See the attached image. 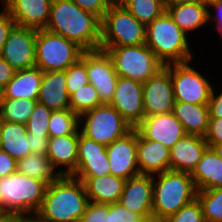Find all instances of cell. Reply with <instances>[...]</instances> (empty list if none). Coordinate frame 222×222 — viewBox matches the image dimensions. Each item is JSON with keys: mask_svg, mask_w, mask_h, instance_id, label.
Returning <instances> with one entry per match:
<instances>
[{"mask_svg": "<svg viewBox=\"0 0 222 222\" xmlns=\"http://www.w3.org/2000/svg\"><path fill=\"white\" fill-rule=\"evenodd\" d=\"M74 1L79 7L89 12L94 13L100 19L103 18L110 5L115 0H71Z\"/></svg>", "mask_w": 222, "mask_h": 222, "instance_id": "obj_41", "label": "cell"}, {"mask_svg": "<svg viewBox=\"0 0 222 222\" xmlns=\"http://www.w3.org/2000/svg\"><path fill=\"white\" fill-rule=\"evenodd\" d=\"M208 147L204 137L186 134L170 150V170L191 174Z\"/></svg>", "mask_w": 222, "mask_h": 222, "instance_id": "obj_21", "label": "cell"}, {"mask_svg": "<svg viewBox=\"0 0 222 222\" xmlns=\"http://www.w3.org/2000/svg\"><path fill=\"white\" fill-rule=\"evenodd\" d=\"M146 26L115 0L101 19L100 46H132L146 43Z\"/></svg>", "mask_w": 222, "mask_h": 222, "instance_id": "obj_6", "label": "cell"}, {"mask_svg": "<svg viewBox=\"0 0 222 222\" xmlns=\"http://www.w3.org/2000/svg\"><path fill=\"white\" fill-rule=\"evenodd\" d=\"M28 147L31 153L47 154L49 135L27 133Z\"/></svg>", "mask_w": 222, "mask_h": 222, "instance_id": "obj_45", "label": "cell"}, {"mask_svg": "<svg viewBox=\"0 0 222 222\" xmlns=\"http://www.w3.org/2000/svg\"><path fill=\"white\" fill-rule=\"evenodd\" d=\"M146 45L164 64L194 60L191 38L164 11L146 25Z\"/></svg>", "mask_w": 222, "mask_h": 222, "instance_id": "obj_3", "label": "cell"}, {"mask_svg": "<svg viewBox=\"0 0 222 222\" xmlns=\"http://www.w3.org/2000/svg\"><path fill=\"white\" fill-rule=\"evenodd\" d=\"M208 24H213L211 31H218L219 40H222V0H216L208 5Z\"/></svg>", "mask_w": 222, "mask_h": 222, "instance_id": "obj_42", "label": "cell"}, {"mask_svg": "<svg viewBox=\"0 0 222 222\" xmlns=\"http://www.w3.org/2000/svg\"><path fill=\"white\" fill-rule=\"evenodd\" d=\"M142 95V82L118 77L110 105L121 114L132 128H135L145 117Z\"/></svg>", "mask_w": 222, "mask_h": 222, "instance_id": "obj_14", "label": "cell"}, {"mask_svg": "<svg viewBox=\"0 0 222 222\" xmlns=\"http://www.w3.org/2000/svg\"><path fill=\"white\" fill-rule=\"evenodd\" d=\"M51 109L39 102L36 103L34 111L31 113L26 123L27 133L35 135H49L48 124L52 114Z\"/></svg>", "mask_w": 222, "mask_h": 222, "instance_id": "obj_37", "label": "cell"}, {"mask_svg": "<svg viewBox=\"0 0 222 222\" xmlns=\"http://www.w3.org/2000/svg\"><path fill=\"white\" fill-rule=\"evenodd\" d=\"M108 204L89 202L79 222H108Z\"/></svg>", "mask_w": 222, "mask_h": 222, "instance_id": "obj_40", "label": "cell"}, {"mask_svg": "<svg viewBox=\"0 0 222 222\" xmlns=\"http://www.w3.org/2000/svg\"><path fill=\"white\" fill-rule=\"evenodd\" d=\"M16 70L0 56V89L2 90L14 77Z\"/></svg>", "mask_w": 222, "mask_h": 222, "instance_id": "obj_48", "label": "cell"}, {"mask_svg": "<svg viewBox=\"0 0 222 222\" xmlns=\"http://www.w3.org/2000/svg\"><path fill=\"white\" fill-rule=\"evenodd\" d=\"M17 171L31 178L39 179L47 185L61 176L46 154L30 153L25 158L19 159Z\"/></svg>", "mask_w": 222, "mask_h": 222, "instance_id": "obj_30", "label": "cell"}, {"mask_svg": "<svg viewBox=\"0 0 222 222\" xmlns=\"http://www.w3.org/2000/svg\"><path fill=\"white\" fill-rule=\"evenodd\" d=\"M75 42L46 29L37 30L35 62L43 72L64 71L82 55Z\"/></svg>", "mask_w": 222, "mask_h": 222, "instance_id": "obj_8", "label": "cell"}, {"mask_svg": "<svg viewBox=\"0 0 222 222\" xmlns=\"http://www.w3.org/2000/svg\"><path fill=\"white\" fill-rule=\"evenodd\" d=\"M106 146L82 135L79 130L78 163L73 177H102L109 175Z\"/></svg>", "mask_w": 222, "mask_h": 222, "instance_id": "obj_18", "label": "cell"}, {"mask_svg": "<svg viewBox=\"0 0 222 222\" xmlns=\"http://www.w3.org/2000/svg\"><path fill=\"white\" fill-rule=\"evenodd\" d=\"M79 129V116L70 108L53 110L49 124V137L74 134Z\"/></svg>", "mask_w": 222, "mask_h": 222, "instance_id": "obj_33", "label": "cell"}, {"mask_svg": "<svg viewBox=\"0 0 222 222\" xmlns=\"http://www.w3.org/2000/svg\"><path fill=\"white\" fill-rule=\"evenodd\" d=\"M8 0H0V10H5Z\"/></svg>", "mask_w": 222, "mask_h": 222, "instance_id": "obj_53", "label": "cell"}, {"mask_svg": "<svg viewBox=\"0 0 222 222\" xmlns=\"http://www.w3.org/2000/svg\"><path fill=\"white\" fill-rule=\"evenodd\" d=\"M37 101L51 110L70 108V96L67 92L65 70L43 72Z\"/></svg>", "mask_w": 222, "mask_h": 222, "instance_id": "obj_24", "label": "cell"}, {"mask_svg": "<svg viewBox=\"0 0 222 222\" xmlns=\"http://www.w3.org/2000/svg\"><path fill=\"white\" fill-rule=\"evenodd\" d=\"M52 0H8L6 10L16 26L45 29L50 16Z\"/></svg>", "mask_w": 222, "mask_h": 222, "instance_id": "obj_19", "label": "cell"}, {"mask_svg": "<svg viewBox=\"0 0 222 222\" xmlns=\"http://www.w3.org/2000/svg\"><path fill=\"white\" fill-rule=\"evenodd\" d=\"M119 203L153 222V175L139 174L127 179Z\"/></svg>", "mask_w": 222, "mask_h": 222, "instance_id": "obj_16", "label": "cell"}, {"mask_svg": "<svg viewBox=\"0 0 222 222\" xmlns=\"http://www.w3.org/2000/svg\"><path fill=\"white\" fill-rule=\"evenodd\" d=\"M84 184L89 202L118 203L126 180L112 174L102 177H75Z\"/></svg>", "mask_w": 222, "mask_h": 222, "instance_id": "obj_23", "label": "cell"}, {"mask_svg": "<svg viewBox=\"0 0 222 222\" xmlns=\"http://www.w3.org/2000/svg\"><path fill=\"white\" fill-rule=\"evenodd\" d=\"M36 35V29L15 26L4 44L1 57L16 71L35 67Z\"/></svg>", "mask_w": 222, "mask_h": 222, "instance_id": "obj_13", "label": "cell"}, {"mask_svg": "<svg viewBox=\"0 0 222 222\" xmlns=\"http://www.w3.org/2000/svg\"><path fill=\"white\" fill-rule=\"evenodd\" d=\"M162 222H205L201 203L196 198Z\"/></svg>", "mask_w": 222, "mask_h": 222, "instance_id": "obj_38", "label": "cell"}, {"mask_svg": "<svg viewBox=\"0 0 222 222\" xmlns=\"http://www.w3.org/2000/svg\"><path fill=\"white\" fill-rule=\"evenodd\" d=\"M212 148L217 153V155L222 159V143L215 144Z\"/></svg>", "mask_w": 222, "mask_h": 222, "instance_id": "obj_52", "label": "cell"}, {"mask_svg": "<svg viewBox=\"0 0 222 222\" xmlns=\"http://www.w3.org/2000/svg\"><path fill=\"white\" fill-rule=\"evenodd\" d=\"M37 102L23 98H1L0 118L5 122L26 124Z\"/></svg>", "mask_w": 222, "mask_h": 222, "instance_id": "obj_31", "label": "cell"}, {"mask_svg": "<svg viewBox=\"0 0 222 222\" xmlns=\"http://www.w3.org/2000/svg\"><path fill=\"white\" fill-rule=\"evenodd\" d=\"M165 6L172 4H189V3H197L199 0H163Z\"/></svg>", "mask_w": 222, "mask_h": 222, "instance_id": "obj_51", "label": "cell"}, {"mask_svg": "<svg viewBox=\"0 0 222 222\" xmlns=\"http://www.w3.org/2000/svg\"><path fill=\"white\" fill-rule=\"evenodd\" d=\"M133 128L110 104H102L79 116L80 133L87 138L110 145Z\"/></svg>", "mask_w": 222, "mask_h": 222, "instance_id": "obj_9", "label": "cell"}, {"mask_svg": "<svg viewBox=\"0 0 222 222\" xmlns=\"http://www.w3.org/2000/svg\"><path fill=\"white\" fill-rule=\"evenodd\" d=\"M215 87L213 85L208 103L209 116L210 118H222V89H220L222 87L218 88L220 92H217Z\"/></svg>", "mask_w": 222, "mask_h": 222, "instance_id": "obj_46", "label": "cell"}, {"mask_svg": "<svg viewBox=\"0 0 222 222\" xmlns=\"http://www.w3.org/2000/svg\"><path fill=\"white\" fill-rule=\"evenodd\" d=\"M110 173L125 180L140 174L137 164V130L106 146Z\"/></svg>", "mask_w": 222, "mask_h": 222, "instance_id": "obj_15", "label": "cell"}, {"mask_svg": "<svg viewBox=\"0 0 222 222\" xmlns=\"http://www.w3.org/2000/svg\"><path fill=\"white\" fill-rule=\"evenodd\" d=\"M43 71L38 67L17 70L14 77L2 89L1 98L37 100Z\"/></svg>", "mask_w": 222, "mask_h": 222, "instance_id": "obj_26", "label": "cell"}, {"mask_svg": "<svg viewBox=\"0 0 222 222\" xmlns=\"http://www.w3.org/2000/svg\"><path fill=\"white\" fill-rule=\"evenodd\" d=\"M17 171V161L0 149V179Z\"/></svg>", "mask_w": 222, "mask_h": 222, "instance_id": "obj_47", "label": "cell"}, {"mask_svg": "<svg viewBox=\"0 0 222 222\" xmlns=\"http://www.w3.org/2000/svg\"><path fill=\"white\" fill-rule=\"evenodd\" d=\"M20 222H46L37 214H25L21 217Z\"/></svg>", "mask_w": 222, "mask_h": 222, "instance_id": "obj_50", "label": "cell"}, {"mask_svg": "<svg viewBox=\"0 0 222 222\" xmlns=\"http://www.w3.org/2000/svg\"><path fill=\"white\" fill-rule=\"evenodd\" d=\"M46 30L75 42L84 51L100 49L101 19L71 0H52Z\"/></svg>", "mask_w": 222, "mask_h": 222, "instance_id": "obj_1", "label": "cell"}, {"mask_svg": "<svg viewBox=\"0 0 222 222\" xmlns=\"http://www.w3.org/2000/svg\"><path fill=\"white\" fill-rule=\"evenodd\" d=\"M170 150L137 132V164L140 174L155 175L170 170Z\"/></svg>", "mask_w": 222, "mask_h": 222, "instance_id": "obj_22", "label": "cell"}, {"mask_svg": "<svg viewBox=\"0 0 222 222\" xmlns=\"http://www.w3.org/2000/svg\"><path fill=\"white\" fill-rule=\"evenodd\" d=\"M193 61L169 64L175 101L208 104L214 82L210 83L209 74L196 70Z\"/></svg>", "mask_w": 222, "mask_h": 222, "instance_id": "obj_10", "label": "cell"}, {"mask_svg": "<svg viewBox=\"0 0 222 222\" xmlns=\"http://www.w3.org/2000/svg\"><path fill=\"white\" fill-rule=\"evenodd\" d=\"M173 114L182 123L186 134L205 136L210 118L208 104L175 101Z\"/></svg>", "mask_w": 222, "mask_h": 222, "instance_id": "obj_28", "label": "cell"}, {"mask_svg": "<svg viewBox=\"0 0 222 222\" xmlns=\"http://www.w3.org/2000/svg\"><path fill=\"white\" fill-rule=\"evenodd\" d=\"M110 55L118 76L146 82L164 64L146 45L100 46Z\"/></svg>", "mask_w": 222, "mask_h": 222, "instance_id": "obj_7", "label": "cell"}, {"mask_svg": "<svg viewBox=\"0 0 222 222\" xmlns=\"http://www.w3.org/2000/svg\"><path fill=\"white\" fill-rule=\"evenodd\" d=\"M142 99L145 117L173 112L175 98L169 64L143 83Z\"/></svg>", "mask_w": 222, "mask_h": 222, "instance_id": "obj_11", "label": "cell"}, {"mask_svg": "<svg viewBox=\"0 0 222 222\" xmlns=\"http://www.w3.org/2000/svg\"><path fill=\"white\" fill-rule=\"evenodd\" d=\"M197 191L222 187V159L208 147L191 173Z\"/></svg>", "mask_w": 222, "mask_h": 222, "instance_id": "obj_27", "label": "cell"}, {"mask_svg": "<svg viewBox=\"0 0 222 222\" xmlns=\"http://www.w3.org/2000/svg\"><path fill=\"white\" fill-rule=\"evenodd\" d=\"M197 198L190 173L164 171L153 175V222H162Z\"/></svg>", "mask_w": 222, "mask_h": 222, "instance_id": "obj_4", "label": "cell"}, {"mask_svg": "<svg viewBox=\"0 0 222 222\" xmlns=\"http://www.w3.org/2000/svg\"><path fill=\"white\" fill-rule=\"evenodd\" d=\"M88 203L83 182L71 175H61L47 185L36 214L46 222H79Z\"/></svg>", "mask_w": 222, "mask_h": 222, "instance_id": "obj_2", "label": "cell"}, {"mask_svg": "<svg viewBox=\"0 0 222 222\" xmlns=\"http://www.w3.org/2000/svg\"><path fill=\"white\" fill-rule=\"evenodd\" d=\"M1 97H2V90L0 89V103H1Z\"/></svg>", "mask_w": 222, "mask_h": 222, "instance_id": "obj_55", "label": "cell"}, {"mask_svg": "<svg viewBox=\"0 0 222 222\" xmlns=\"http://www.w3.org/2000/svg\"><path fill=\"white\" fill-rule=\"evenodd\" d=\"M170 18L189 37L202 28H208V5L204 3L172 4L165 6ZM205 26V27H204ZM193 32V33H192Z\"/></svg>", "mask_w": 222, "mask_h": 222, "instance_id": "obj_25", "label": "cell"}, {"mask_svg": "<svg viewBox=\"0 0 222 222\" xmlns=\"http://www.w3.org/2000/svg\"><path fill=\"white\" fill-rule=\"evenodd\" d=\"M145 26L165 11L163 0H117Z\"/></svg>", "mask_w": 222, "mask_h": 222, "instance_id": "obj_32", "label": "cell"}, {"mask_svg": "<svg viewBox=\"0 0 222 222\" xmlns=\"http://www.w3.org/2000/svg\"><path fill=\"white\" fill-rule=\"evenodd\" d=\"M23 215L24 214L19 212L1 211L0 222H20Z\"/></svg>", "mask_w": 222, "mask_h": 222, "instance_id": "obj_49", "label": "cell"}, {"mask_svg": "<svg viewBox=\"0 0 222 222\" xmlns=\"http://www.w3.org/2000/svg\"><path fill=\"white\" fill-rule=\"evenodd\" d=\"M15 26L16 23L9 12L6 9L0 10V56L2 54L4 44L8 39L9 33Z\"/></svg>", "mask_w": 222, "mask_h": 222, "instance_id": "obj_44", "label": "cell"}, {"mask_svg": "<svg viewBox=\"0 0 222 222\" xmlns=\"http://www.w3.org/2000/svg\"><path fill=\"white\" fill-rule=\"evenodd\" d=\"M135 129L143 138L160 142L169 149L186 135L182 123L173 112L146 116Z\"/></svg>", "mask_w": 222, "mask_h": 222, "instance_id": "obj_17", "label": "cell"}, {"mask_svg": "<svg viewBox=\"0 0 222 222\" xmlns=\"http://www.w3.org/2000/svg\"><path fill=\"white\" fill-rule=\"evenodd\" d=\"M205 222H222V187L197 191Z\"/></svg>", "mask_w": 222, "mask_h": 222, "instance_id": "obj_34", "label": "cell"}, {"mask_svg": "<svg viewBox=\"0 0 222 222\" xmlns=\"http://www.w3.org/2000/svg\"><path fill=\"white\" fill-rule=\"evenodd\" d=\"M0 149L16 161L29 155L31 151L28 147L26 124L2 121Z\"/></svg>", "mask_w": 222, "mask_h": 222, "instance_id": "obj_29", "label": "cell"}, {"mask_svg": "<svg viewBox=\"0 0 222 222\" xmlns=\"http://www.w3.org/2000/svg\"><path fill=\"white\" fill-rule=\"evenodd\" d=\"M216 0H199L200 3H204L206 5H209L210 3L215 2Z\"/></svg>", "mask_w": 222, "mask_h": 222, "instance_id": "obj_54", "label": "cell"}, {"mask_svg": "<svg viewBox=\"0 0 222 222\" xmlns=\"http://www.w3.org/2000/svg\"><path fill=\"white\" fill-rule=\"evenodd\" d=\"M85 65L90 84L98 91L102 104H110L114 97L118 75L107 51H85Z\"/></svg>", "mask_w": 222, "mask_h": 222, "instance_id": "obj_12", "label": "cell"}, {"mask_svg": "<svg viewBox=\"0 0 222 222\" xmlns=\"http://www.w3.org/2000/svg\"><path fill=\"white\" fill-rule=\"evenodd\" d=\"M79 129L71 135L49 137L47 157L60 175H72L78 163Z\"/></svg>", "mask_w": 222, "mask_h": 222, "instance_id": "obj_20", "label": "cell"}, {"mask_svg": "<svg viewBox=\"0 0 222 222\" xmlns=\"http://www.w3.org/2000/svg\"><path fill=\"white\" fill-rule=\"evenodd\" d=\"M66 86L69 96L81 87L89 84L87 68L85 65V51L81 57L65 70Z\"/></svg>", "mask_w": 222, "mask_h": 222, "instance_id": "obj_36", "label": "cell"}, {"mask_svg": "<svg viewBox=\"0 0 222 222\" xmlns=\"http://www.w3.org/2000/svg\"><path fill=\"white\" fill-rule=\"evenodd\" d=\"M209 147L222 143V118H209L208 129L204 136Z\"/></svg>", "mask_w": 222, "mask_h": 222, "instance_id": "obj_43", "label": "cell"}, {"mask_svg": "<svg viewBox=\"0 0 222 222\" xmlns=\"http://www.w3.org/2000/svg\"><path fill=\"white\" fill-rule=\"evenodd\" d=\"M47 184L18 171L0 179L2 211L36 214L40 209Z\"/></svg>", "mask_w": 222, "mask_h": 222, "instance_id": "obj_5", "label": "cell"}, {"mask_svg": "<svg viewBox=\"0 0 222 222\" xmlns=\"http://www.w3.org/2000/svg\"><path fill=\"white\" fill-rule=\"evenodd\" d=\"M108 222H150L145 216L132 213L119 202L108 204Z\"/></svg>", "mask_w": 222, "mask_h": 222, "instance_id": "obj_39", "label": "cell"}, {"mask_svg": "<svg viewBox=\"0 0 222 222\" xmlns=\"http://www.w3.org/2000/svg\"><path fill=\"white\" fill-rule=\"evenodd\" d=\"M102 105L98 91L92 84H87L70 95V109L78 116Z\"/></svg>", "mask_w": 222, "mask_h": 222, "instance_id": "obj_35", "label": "cell"}]
</instances>
